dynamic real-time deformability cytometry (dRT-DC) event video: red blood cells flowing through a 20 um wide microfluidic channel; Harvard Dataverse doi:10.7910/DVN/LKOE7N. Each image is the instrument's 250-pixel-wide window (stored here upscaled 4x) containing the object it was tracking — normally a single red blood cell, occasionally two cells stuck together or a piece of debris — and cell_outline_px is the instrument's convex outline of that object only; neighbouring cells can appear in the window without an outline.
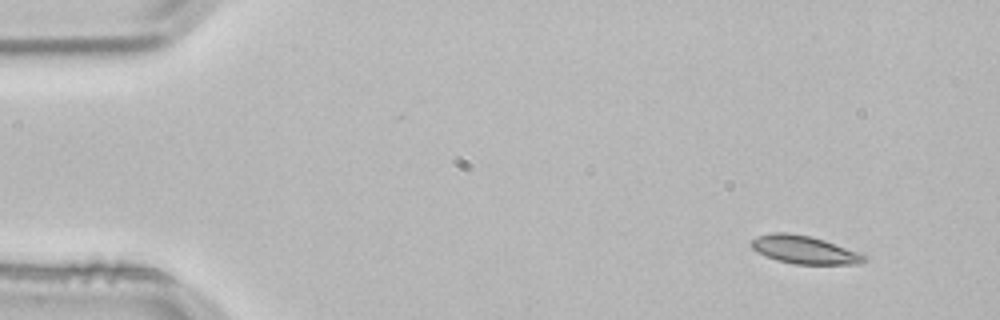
{"species": "common noctule bat (a hibernating species)", "species_latin": "Nyctalus noctula", "temperature_condition": "room temperature", "stored_images_in_passage": 2, "camera_frame_rate_fps": 3000, "um_per_image_px": 0.085, "animal": {"sex": "male", "body_mass_g": 21.5, "forearm_length_mm": 52.0}, "frame": {"image": 1, "passage_image": 1, "time_ms": 0.0, "image_size_px": [1000, 320], "cell_outline_px": [[868, 260], [860, 264], [796, 264], [776, 260], [764, 256], [756, 252], [752, 248], [752, 240], [756, 236], [772, 232], [788, 232], [808, 236], [824, 240], [868, 256]], "centroid_in_image_um": [68.35, 21.23], "position_along_channel_um": 16.7, "area_um2": 18.44}}